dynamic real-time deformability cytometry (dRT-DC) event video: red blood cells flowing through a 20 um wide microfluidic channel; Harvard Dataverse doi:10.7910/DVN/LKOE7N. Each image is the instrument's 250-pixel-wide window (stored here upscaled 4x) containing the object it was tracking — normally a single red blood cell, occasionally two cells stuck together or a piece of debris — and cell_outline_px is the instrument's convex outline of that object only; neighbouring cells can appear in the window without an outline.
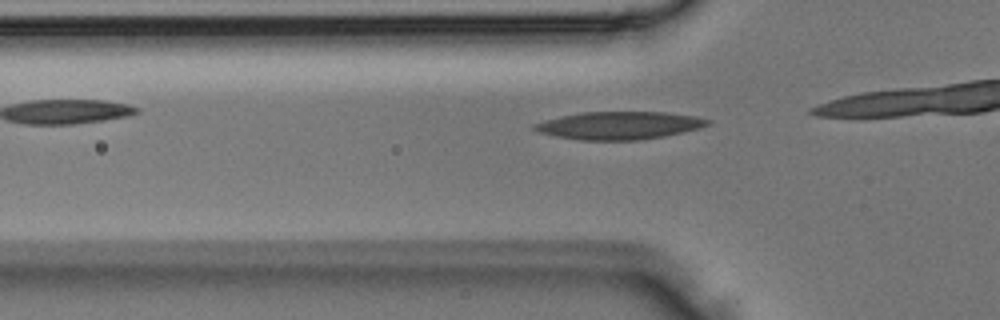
{"species": "Egyptian fruit bat (a non-hibernating species)", "species_latin": "Rousettus aegyptiacus", "temperature_condition": "room temperature", "stored_images_in_passage": 5, "camera_frame_rate_fps": 3000, "um_per_image_px": 0.085, "animal": {"sex": "male"}, "frame": {"image": 1, "passage_image": 3, "time_ms": 0.667, "image_size_px": [1000, 320], "cell_outline_px": [[712, 124], [700, 128], [664, 136], [640, 140], [580, 140], [556, 136], [540, 132], [532, 128], [532, 124], [544, 120], [560, 116], [580, 112], [664, 112], [696, 116], [712, 120]], "centroid_in_image_um": [52.65, 10.66], "position_along_channel_um": 73.1, "area_um2": 28.15}}